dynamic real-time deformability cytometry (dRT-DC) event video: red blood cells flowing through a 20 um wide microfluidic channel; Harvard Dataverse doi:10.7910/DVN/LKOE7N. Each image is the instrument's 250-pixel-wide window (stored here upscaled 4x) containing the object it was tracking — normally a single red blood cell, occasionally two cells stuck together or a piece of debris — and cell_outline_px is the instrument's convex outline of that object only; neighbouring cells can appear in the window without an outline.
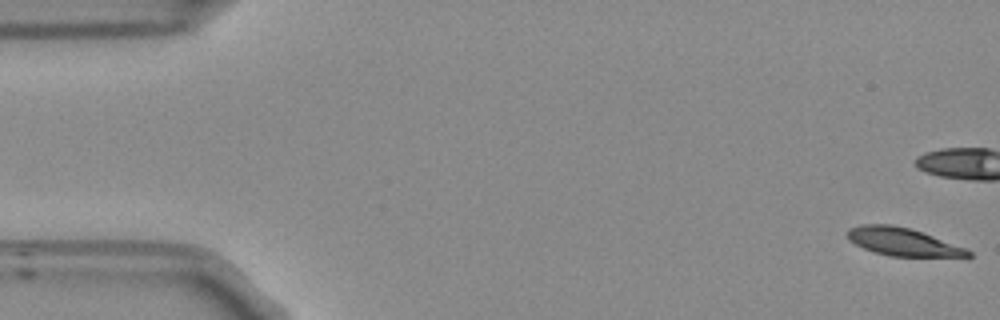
{"species": "Egyptian fruit bat (a non-hibernating species)", "species_latin": "Rousettus aegyptiacus", "temperature_condition": "room temperature", "stored_images_in_passage": 54, "camera_frame_rate_fps": 3000, "um_per_image_px": 0.085, "frame": {"image": 1, "passage_image": 1, "time_ms": 0.0, "image_size_px": [1000, 320], "cell_outline_px": [[972, 256], [968, 260], [888, 256], [864, 248], [848, 240], [844, 232], [848, 228], [860, 224], [888, 224], [908, 228], [968, 248], [972, 252]], "centroid_in_image_um": [76.88, 20.62], "position_along_channel_um": 8.1, "area_um2": 20.69}, "authors_computed_cell_mechanics": {"area_um2": 21.5883, "velocity_mm_per_s": 3.7938, "shape_relaxation_time_tau1_ms": 4.1351, "shape_relaxation_time_tau2_ms": null, "deformation_change_tau1": 0.1547, "deformation_change_tau2": null}}